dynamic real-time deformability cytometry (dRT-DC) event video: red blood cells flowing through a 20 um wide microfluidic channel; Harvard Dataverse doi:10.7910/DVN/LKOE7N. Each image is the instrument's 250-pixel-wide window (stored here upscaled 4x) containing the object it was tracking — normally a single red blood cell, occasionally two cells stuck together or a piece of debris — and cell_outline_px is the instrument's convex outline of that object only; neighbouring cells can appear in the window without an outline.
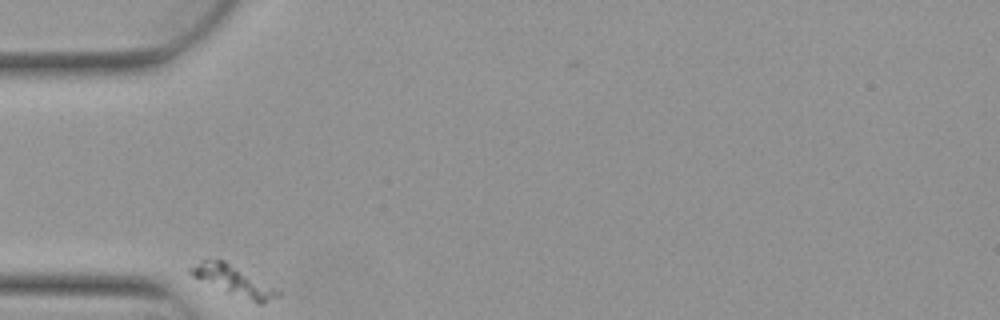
{"species": "Egyptian fruit bat (a non-hibernating species)", "species_latin": "Rousettus aegyptiacus", "temperature_condition": "warm", "stored_images_in_passage": 2, "camera_frame_rate_fps": 3000, "um_per_image_px": 0.085, "animal": {"sex": "female"}, "frame": {"image": 1, "passage_image": 1, "time_ms": 0.0, "image_size_px": [1000, 320], "cell_outline_px": [[280, 296], [264, 304], [260, 304], [228, 292], [192, 276], [188, 272], [188, 268], [204, 260], [224, 260], [280, 292]], "centroid_in_image_um": [19.84, 23.87], "position_along_channel_um": 65.2, "area_um2": 14.39}}